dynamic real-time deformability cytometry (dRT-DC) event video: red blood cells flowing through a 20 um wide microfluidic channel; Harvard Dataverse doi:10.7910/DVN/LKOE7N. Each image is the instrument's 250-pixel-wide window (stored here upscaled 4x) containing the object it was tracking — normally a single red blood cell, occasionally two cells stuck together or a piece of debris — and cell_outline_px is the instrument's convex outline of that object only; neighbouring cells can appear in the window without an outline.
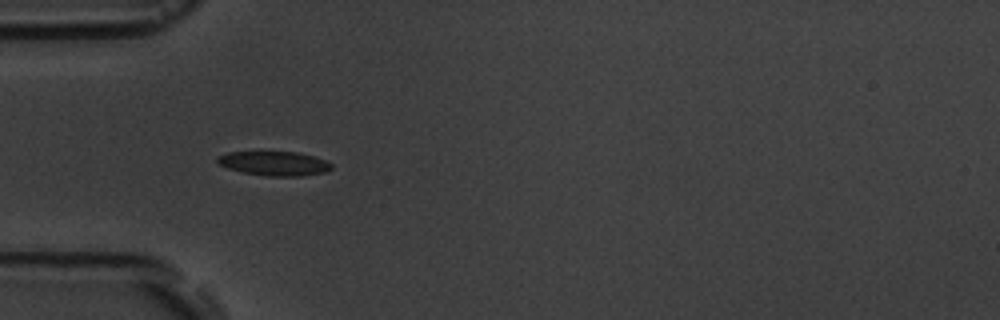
{"species": "common noctule bat (a hibernating species)", "species_latin": "Nyctalus noctula", "temperature_condition": "room temperature", "stored_images_in_passage": 5, "camera_frame_rate_fps": 3000, "um_per_image_px": 0.085, "animal": {"sex": "male", "body_mass_g": 19.5, "forearm_length_mm": 54.6}, "frame": {"image": 1, "passage_image": 4, "time_ms": 3.667, "image_size_px": [1000, 320], "cell_outline_px": [[332, 168], [324, 172], [300, 176], [268, 176], [244, 172], [228, 168], [220, 164], [216, 160], [216, 156], [228, 152], [300, 152], [324, 160], [332, 164]], "centroid_in_image_um": [23.3, 13.88], "position_along_channel_um": 61.7, "area_um2": 15.95}}
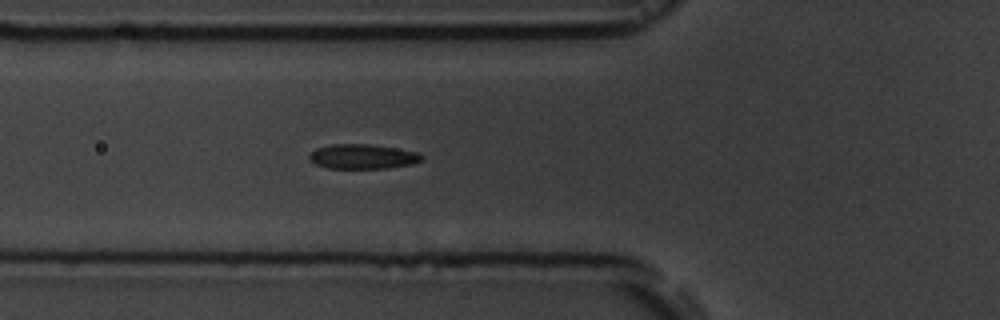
{"frame": {"image": 2, "passage_image": 5, "time_ms": 4.667, "image_size_px": [1000, 320], "cell_outline_px": [[424, 160], [412, 164], [388, 168], [328, 168], [316, 164], [308, 160], [308, 156], [316, 148], [332, 144], [368, 144], [396, 148], [416, 152], [424, 156]], "centroid_in_image_um": [30.83, 13.31], "position_along_channel_um": 95.0, "area_um2": 16.18}}